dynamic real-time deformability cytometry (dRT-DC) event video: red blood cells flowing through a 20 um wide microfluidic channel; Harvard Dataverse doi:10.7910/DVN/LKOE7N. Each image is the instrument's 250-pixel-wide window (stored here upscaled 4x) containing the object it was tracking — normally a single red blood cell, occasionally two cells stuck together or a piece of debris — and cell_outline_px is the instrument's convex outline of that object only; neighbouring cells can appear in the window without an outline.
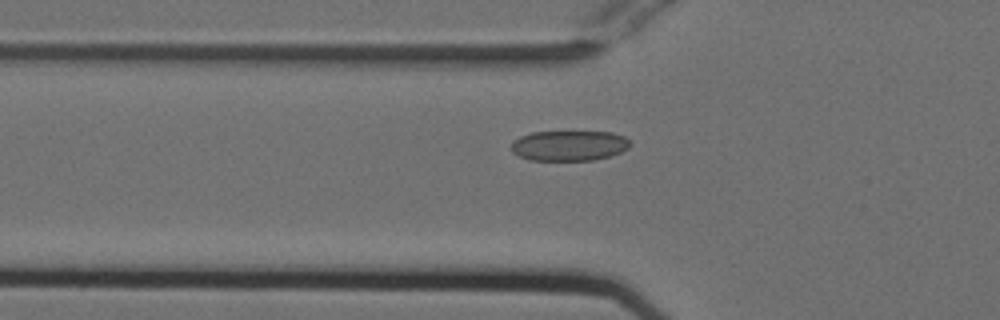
{"species": "Egyptian fruit bat (a non-hibernating species)", "species_latin": "Rousettus aegyptiacus", "temperature_condition": "cold", "stored_images_in_passage": 54, "camera_frame_rate_fps": 3000, "um_per_image_px": 0.085, "animal": {"sex": "female"}, "frame": {"image": 1, "passage_image": 19, "time_ms": 6.0, "image_size_px": [1000, 320], "cell_outline_px": [[628, 148], [620, 152], [608, 156], [592, 160], [528, 160], [512, 152], [512, 140], [520, 136], [532, 132], [612, 132], [624, 136], [628, 140]], "centroid_in_image_um": [48.33, 12.37], "position_along_channel_um": 77.5, "area_um2": 20.81}}
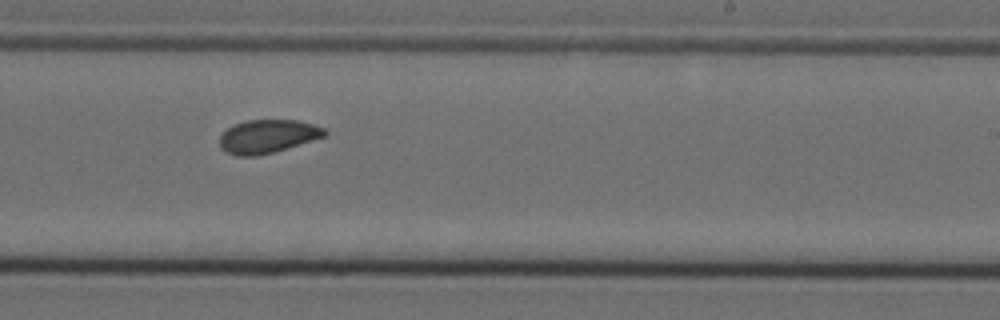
{"frame": {"image": 2, "passage_image": 34, "time_ms": 11.0, "image_size_px": [1000, 320], "cell_outline_px": [[328, 136], [272, 152], [256, 156], [236, 156], [224, 152], [220, 148], [220, 136], [232, 124], [244, 120], [296, 120], [312, 124], [324, 128], [328, 132]], "centroid_in_image_um": [22.74, 11.59], "position_along_channel_um": 266.3, "area_um2": 20.58}}
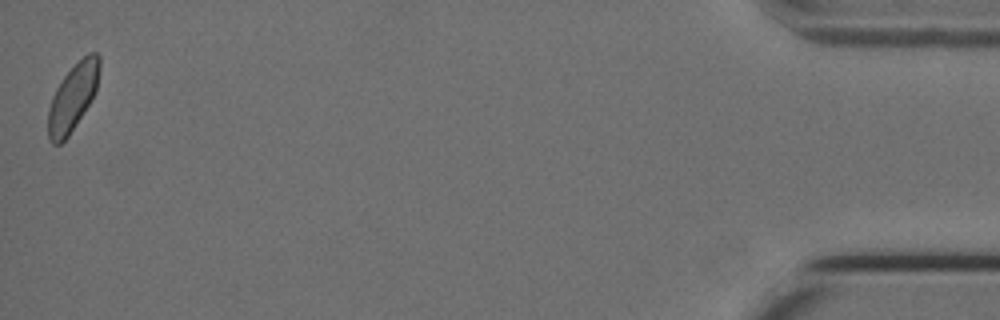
{"frame": {"image": 3, "passage_image": 54, "time_ms": 17.667, "image_size_px": [1000, 320], "cell_outline_px": [[100, 64], [96, 92], [92, 100], [68, 136], [60, 144], [52, 144], [48, 140], [48, 108], [52, 96], [60, 80], [88, 52], [96, 52], [100, 56]], "centroid_in_image_um": [6.18, 8.28], "position_along_channel_um": 429.0, "area_um2": 20.06}, "authors_computed_cell_mechanics": {"area_um2": 20.808, "velocity_mm_per_s": 3.7671, "shape_relaxation_time_tau1_ms": 4.4887, "shape_relaxation_time_tau2_ms": 2.3284, "deformation_change_tau1": 0.0878, "deformation_change_tau2": 0.0502}}